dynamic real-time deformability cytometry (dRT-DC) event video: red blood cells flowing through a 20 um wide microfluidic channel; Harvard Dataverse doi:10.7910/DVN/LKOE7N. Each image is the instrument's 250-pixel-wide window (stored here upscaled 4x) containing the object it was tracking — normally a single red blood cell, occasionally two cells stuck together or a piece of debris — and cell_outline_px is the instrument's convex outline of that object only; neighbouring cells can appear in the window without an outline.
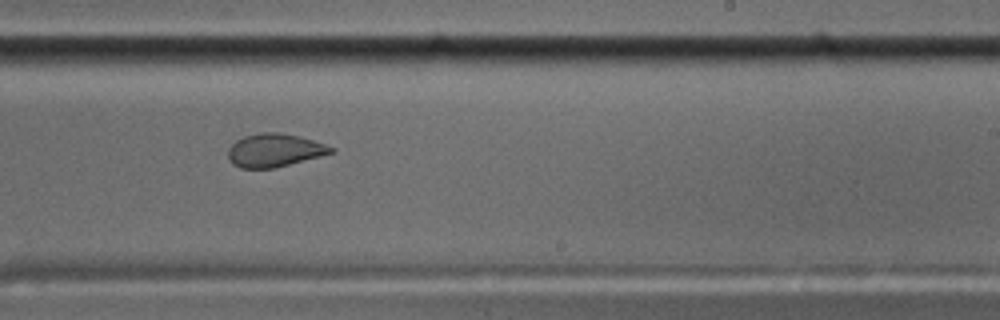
{"species": "common noctule bat (a hibernating species)", "species_latin": "Nyctalus noctula", "temperature_condition": "cold", "stored_images_in_passage": 38, "camera_frame_rate_fps": 3000, "um_per_image_px": 0.085, "animal": {"sex": "male", "body_mass_g": 17.5, "forearm_length_mm": 52.3}, "frame": {"image": 1, "passage_image": 22, "time_ms": 7.0, "image_size_px": [1000, 320], "cell_outline_px": [[336, 152], [272, 168], [240, 168], [232, 164], [228, 160], [228, 148], [236, 140], [244, 136], [260, 132], [280, 132], [300, 136], [336, 148]], "centroid_in_image_um": [23.31, 12.76], "position_along_channel_um": 265.7, "area_um2": 19.94}}
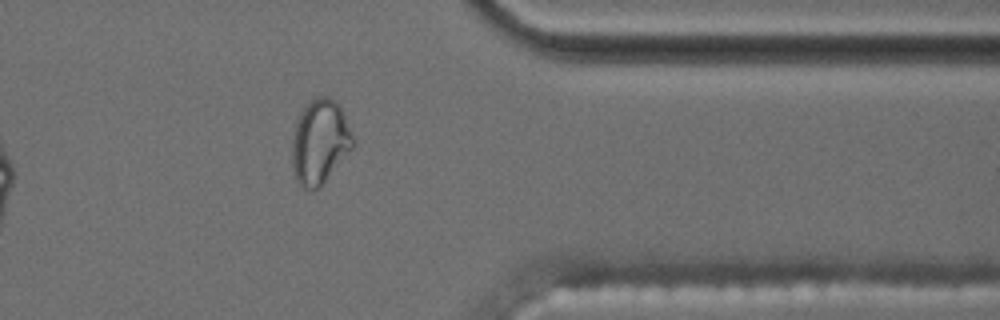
{"frame": {"image": 2, "passage_image": 33, "time_ms": 10.667, "image_size_px": [1000, 320], "cell_outline_px": [[356, 144], [324, 180], [316, 188], [304, 188], [296, 180], [292, 168], [292, 136], [296, 120], [300, 112], [308, 100], [316, 96], [328, 96], [336, 100], [352, 132]], "centroid_in_image_um": [27.16, 11.98], "position_along_channel_um": 384.2, "area_um2": 29.82}}